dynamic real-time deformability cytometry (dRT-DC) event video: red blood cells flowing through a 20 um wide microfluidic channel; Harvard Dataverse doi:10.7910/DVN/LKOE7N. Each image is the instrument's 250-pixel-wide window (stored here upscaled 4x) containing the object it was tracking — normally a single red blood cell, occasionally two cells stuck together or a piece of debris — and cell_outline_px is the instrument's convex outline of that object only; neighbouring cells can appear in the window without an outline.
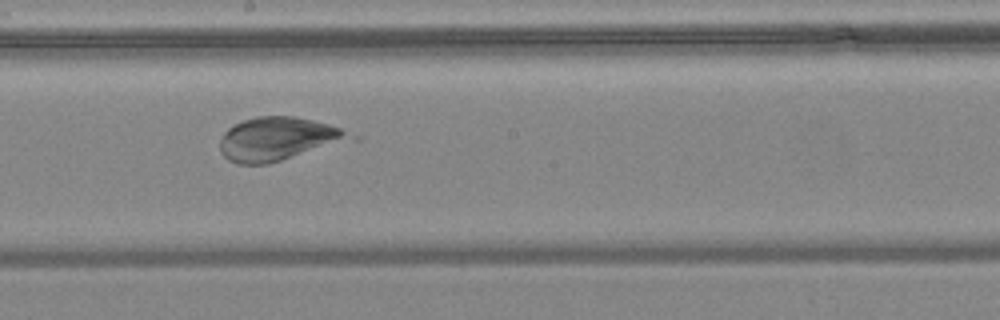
{"species": "common noctule bat (a hibernating species)", "species_latin": "Nyctalus noctula", "temperature_condition": "warm", "stored_images_in_passage": 9, "camera_frame_rate_fps": 3000, "um_per_image_px": 0.085, "animal": {"sex": "female", "body_mass_g": 24.6, "forearm_length_mm": 56.2}, "frame": {"image": 1, "passage_image": 8, "time_ms": 2.333, "image_size_px": [1000, 320], "cell_outline_px": [[360, 140], [268, 164], [236, 164], [228, 160], [220, 152], [220, 140], [224, 132], [228, 128], [244, 120], [256, 116], [296, 116], [328, 124], [340, 128], [360, 136]], "centroid_in_image_um": [23.75, 11.83], "position_along_channel_um": 224.4, "area_um2": 33.81}}
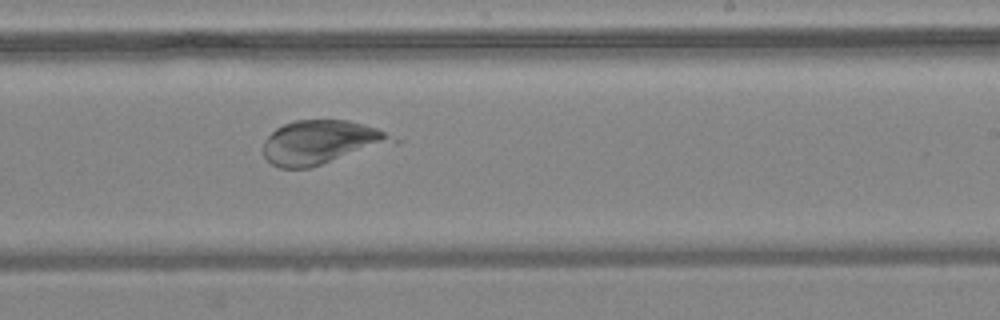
{"frame": {"image": 2, "passage_image": 9, "time_ms": 2.667, "image_size_px": [1000, 320], "cell_outline_px": [[404, 140], [400, 144], [308, 168], [280, 168], [272, 164], [264, 156], [264, 140], [276, 128], [284, 124], [296, 120], [348, 120], [376, 128]], "centroid_in_image_um": [27.44, 12.11], "position_along_channel_um": 261.6, "area_um2": 33.87}}